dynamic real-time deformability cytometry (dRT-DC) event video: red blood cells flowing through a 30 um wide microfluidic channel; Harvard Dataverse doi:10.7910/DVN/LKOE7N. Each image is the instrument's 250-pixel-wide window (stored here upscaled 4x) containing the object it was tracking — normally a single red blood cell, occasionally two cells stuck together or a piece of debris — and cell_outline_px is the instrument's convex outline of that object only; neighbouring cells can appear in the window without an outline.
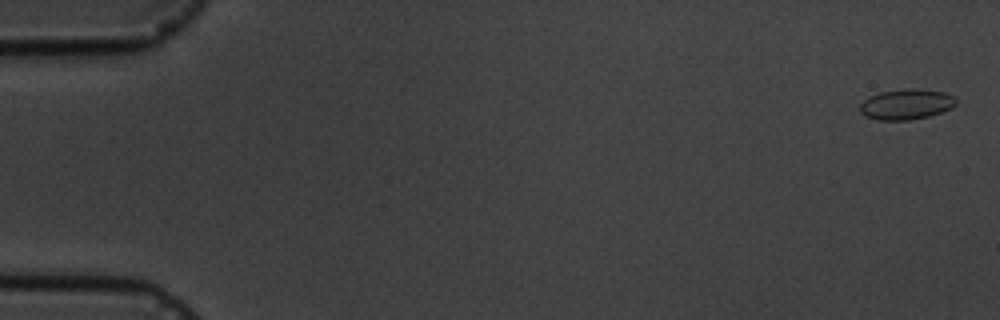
{"species": "common noctule bat (a hibernating species)", "species_latin": "Nyctalus noctula", "temperature_condition": "cold", "stored_images_in_passage": 12, "camera_frame_rate_fps": 3000, "um_per_image_px": 0.085, "animal": {"sex": "male", "body_mass_g": 19.5, "forearm_length_mm": 54.6}, "frame": {"image": 1, "passage_image": 1, "time_ms": 0.0, "image_size_px": [1000, 320], "cell_outline_px": [[956, 104], [940, 112], [928, 116], [908, 120], [876, 120], [864, 116], [860, 112], [860, 104], [868, 96], [880, 92], [916, 88], [944, 92], [956, 96]], "centroid_in_image_um": [77.0, 8.86], "position_along_channel_um": 8.0, "area_um2": 16.99}}
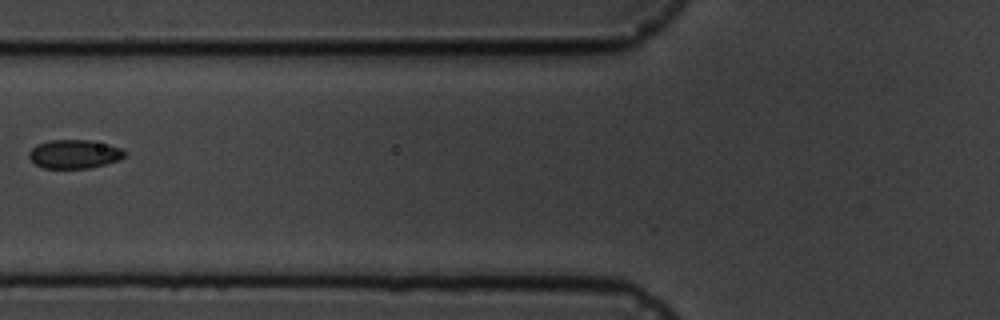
{"frame": {"image": 2, "passage_image": 7, "time_ms": 7.0, "image_size_px": [1000, 320], "cell_outline_px": [[124, 156], [116, 160], [104, 164], [88, 168], [44, 168], [36, 164], [28, 156], [28, 152], [36, 144], [48, 140], [88, 140], [108, 144], [120, 148], [124, 152]], "centroid_in_image_um": [6.26, 13.08], "position_along_channel_um": 119.5, "area_um2": 15.78}}
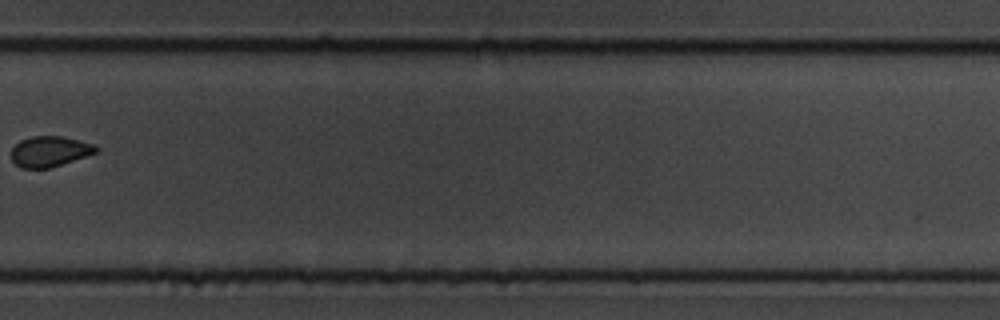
{"frame": {"image": 3, "passage_image": 12, "time_ms": 12.667, "image_size_px": [1000, 320], "cell_outline_px": [[100, 148], [96, 152], [48, 168], [20, 168], [12, 160], [12, 148], [20, 140], [32, 136], [60, 136], [92, 144]], "centroid_in_image_um": [4.17, 12.86], "position_along_channel_um": 325.6, "area_um2": 14.68}}